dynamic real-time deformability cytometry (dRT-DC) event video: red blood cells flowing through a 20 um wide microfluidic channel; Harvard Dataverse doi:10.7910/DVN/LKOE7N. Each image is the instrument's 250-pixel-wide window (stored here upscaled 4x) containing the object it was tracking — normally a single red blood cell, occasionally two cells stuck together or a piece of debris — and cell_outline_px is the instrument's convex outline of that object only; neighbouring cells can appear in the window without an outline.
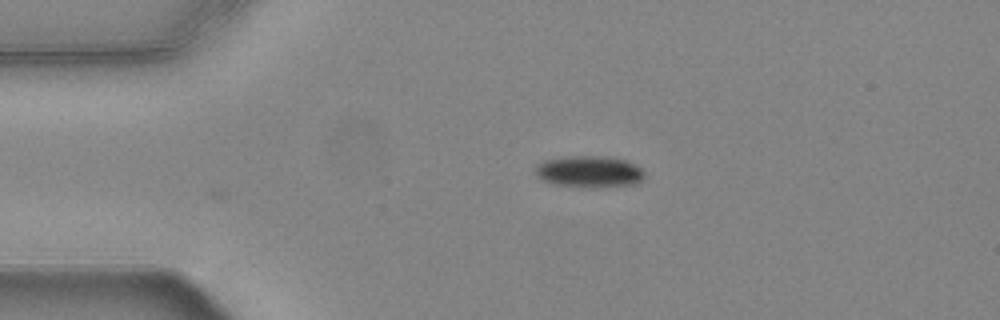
{"species": "common noctule bat (a hibernating species)", "species_latin": "Nyctalus noctula", "temperature_condition": "warm", "stored_images_in_passage": 41, "camera_frame_rate_fps": 3000, "um_per_image_px": 0.085, "animal": {"sex": "female", "body_mass_g": 24.6, "forearm_length_mm": 56.2}, "frame": {"image": 1, "passage_image": 1, "time_ms": 0.0, "image_size_px": [1000, 320], "cell_outline_px": [[644, 180], [636, 184], [604, 188], [588, 188], [552, 184], [540, 180], [536, 176], [536, 164], [544, 160], [568, 156], [604, 156], [628, 160], [640, 168], [644, 172]], "centroid_in_image_um": [50.09, 14.61], "position_along_channel_um": 34.9, "area_um2": 20.69}}
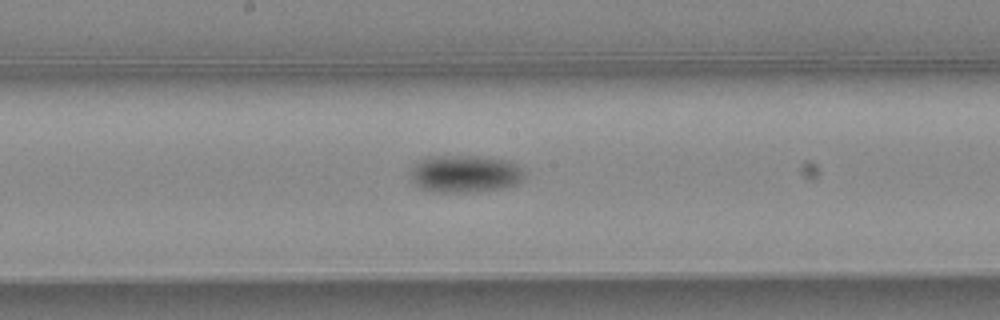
{"frame": {"image": 2, "passage_image": 18, "time_ms": 5.667, "image_size_px": [1000, 320], "cell_outline_px": [[528, 172], [524, 180], [508, 188], [472, 192], [432, 192], [420, 188], [412, 180], [408, 172], [420, 160], [428, 156], [484, 156], [512, 160], [524, 168]], "centroid_in_image_um": [39.62, 14.77], "position_along_channel_um": 208.6, "area_um2": 25.72}}
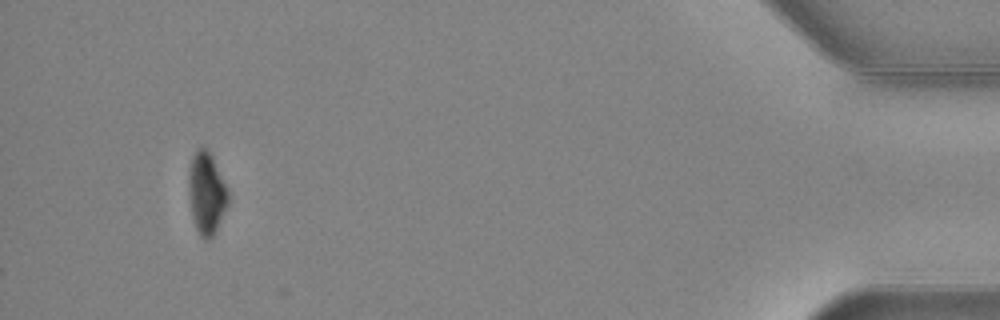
{"frame": {"image": 3, "passage_image": 41, "time_ms": 13.333, "image_size_px": [1000, 320], "cell_outline_px": [[228, 204], [212, 236], [208, 240], [204, 240], [200, 236], [196, 228], [192, 216], [188, 188], [188, 172], [192, 156], [196, 148], [204, 148], [212, 156], [228, 192]], "centroid_in_image_um": [17.52, 16.42], "position_along_channel_um": 417.7, "area_um2": 18.5}, "authors_computed_cell_mechanics": {"area_um2": 22.5998, "velocity_mm_per_s": 3.7359, "shape_relaxation_time_tau1_ms": 3.4749, "shape_relaxation_time_tau2_ms": null, "deformation_change_tau1": 0.1278, "deformation_change_tau2": null}}